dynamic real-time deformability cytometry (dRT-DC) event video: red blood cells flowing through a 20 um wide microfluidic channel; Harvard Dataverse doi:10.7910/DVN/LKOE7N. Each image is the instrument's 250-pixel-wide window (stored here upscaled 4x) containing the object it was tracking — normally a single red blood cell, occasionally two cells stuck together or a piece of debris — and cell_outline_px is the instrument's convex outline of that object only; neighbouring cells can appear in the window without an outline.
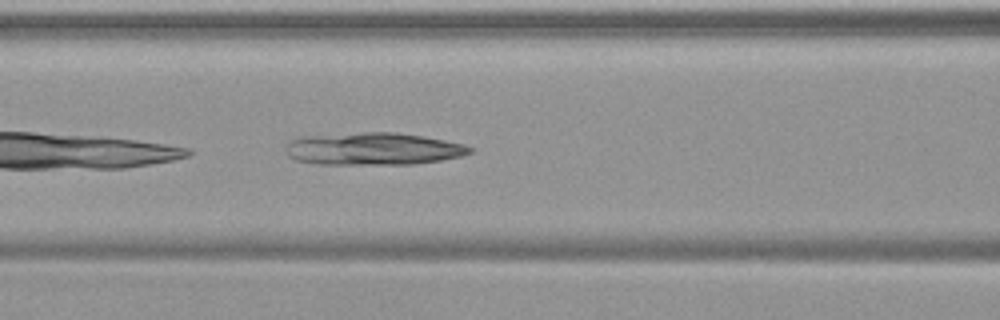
{"species": "common noctule bat (a hibernating species)", "species_latin": "Nyctalus noctula", "temperature_condition": "warm", "stored_images_in_passage": 32, "camera_frame_rate_fps": 3000, "um_per_image_px": 0.085, "animal": {"sex": "female", "body_mass_g": 19.9}, "frame": {"image": 1, "passage_image": 6, "time_ms": 1.667, "image_size_px": [1000, 320], "cell_outline_px": [[476, 148], [472, 152], [460, 156], [440, 160], [412, 164], [316, 164], [296, 160], [288, 156], [284, 148], [292, 140], [300, 136], [360, 132], [396, 132], [424, 136], [464, 144]], "centroid_in_image_um": [31.71, 12.64], "position_along_channel_um": 134.9, "area_um2": 35.03}}
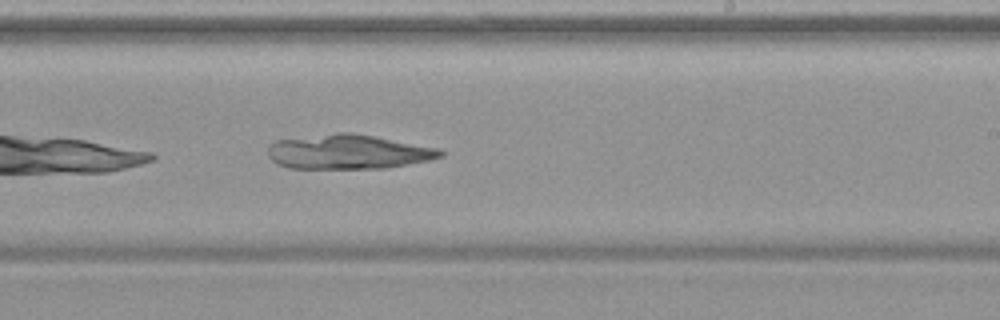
{"frame": {"image": 2, "passage_image": 16, "time_ms": 5.0, "image_size_px": [1000, 320], "cell_outline_px": [[444, 156], [432, 160], [388, 168], [288, 168], [276, 164], [268, 156], [268, 148], [276, 140], [336, 132], [352, 132], [376, 136], [440, 148], [444, 152]], "centroid_in_image_um": [29.65, 12.9], "position_along_channel_um": 259.4, "area_um2": 35.08}}
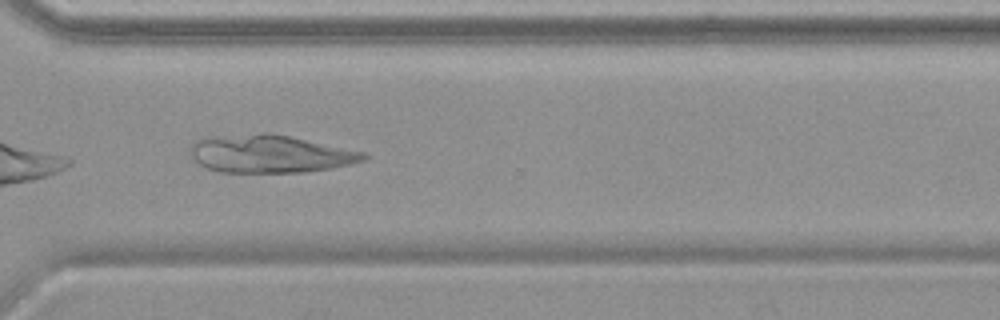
{"frame": {"image": 3, "passage_image": 23, "time_ms": 7.333, "image_size_px": [1000, 320], "cell_outline_px": [[368, 156], [364, 160], [332, 168], [304, 172], [220, 172], [208, 168], [200, 164], [192, 156], [188, 148], [196, 140], [204, 136], [264, 132], [268, 132], [288, 136], [364, 152]], "centroid_in_image_um": [22.88, 13.06], "position_along_channel_um": 347.7, "area_um2": 38.15}}